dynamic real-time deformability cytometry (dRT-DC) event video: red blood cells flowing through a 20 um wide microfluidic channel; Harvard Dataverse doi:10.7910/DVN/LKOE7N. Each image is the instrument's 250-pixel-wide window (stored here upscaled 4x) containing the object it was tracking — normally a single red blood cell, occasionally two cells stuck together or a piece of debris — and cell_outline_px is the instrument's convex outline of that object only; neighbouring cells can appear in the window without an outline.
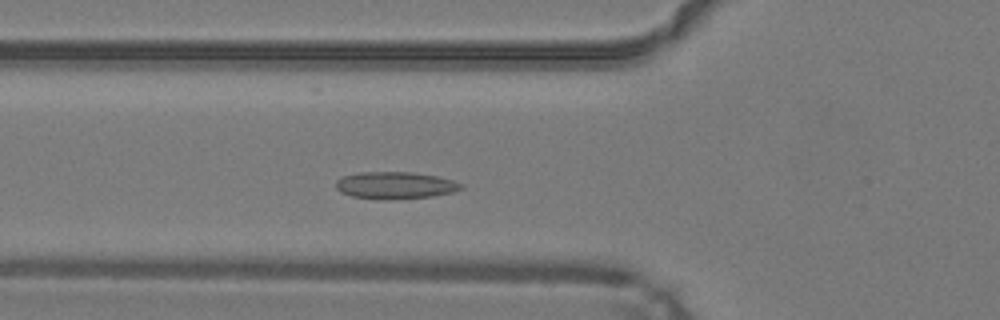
{"species": "common noctule bat (a hibernating species)", "species_latin": "Nyctalus noctula", "temperature_condition": "warm", "stored_images_in_passage": 37, "camera_frame_rate_fps": 3000, "um_per_image_px": 0.085, "animal": {"sex": "male", "body_mass_g": 19.2, "forearm_length_mm": 51.8}, "frame": {"image": 1, "passage_image": 11, "time_ms": 3.333, "image_size_px": [1000, 320], "cell_outline_px": [[464, 188], [452, 192], [432, 196], [384, 200], [380, 200], [352, 196], [340, 192], [336, 188], [336, 180], [344, 176], [360, 172], [412, 172], [436, 176], [452, 180], [464, 184]], "centroid_in_image_um": [33.59, 15.75], "position_along_channel_um": 92.2, "area_um2": 19.77}}
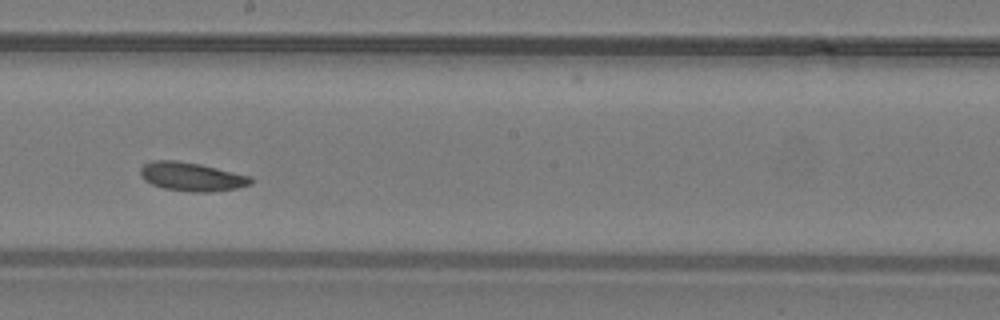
{"frame": {"image": 2, "passage_image": 21, "time_ms": 6.667, "image_size_px": [1000, 320], "cell_outline_px": [[252, 184], [236, 188], [208, 192], [188, 192], [164, 188], [152, 184], [144, 180], [140, 176], [140, 168], [144, 164], [152, 160], [176, 160], [200, 164], [252, 176]], "centroid_in_image_um": [16.28, 15.01], "position_along_channel_um": 231.9, "area_um2": 18.55}}
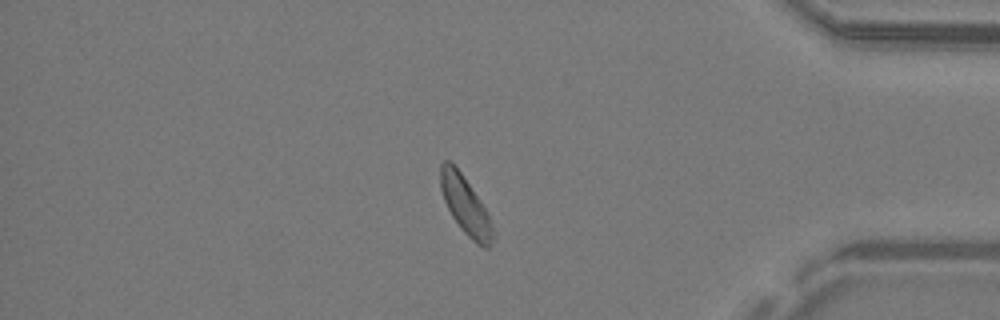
{"frame": {"image": 3, "passage_image": 35, "time_ms": 11.333, "image_size_px": [1000, 320], "cell_outline_px": [[496, 236], [488, 248], [484, 248], [476, 244], [460, 228], [452, 216], [444, 200], [440, 188], [440, 164], [444, 160], [448, 160], [460, 172], [480, 200], [488, 212], [496, 232]], "centroid_in_image_um": [39.6, 17.52], "position_along_channel_um": 395.6, "area_um2": 17.8}, "authors_computed_cell_mechanics": {"area_um2": 18.496, "velocity_mm_per_s": 4.1863, "shape_relaxation_time_tau1_ms": 2.4853, "shape_relaxation_time_tau2_ms": 2.2274, "deformation_change_tau1": 0.0744, "deformation_change_tau2": 0.0645}}